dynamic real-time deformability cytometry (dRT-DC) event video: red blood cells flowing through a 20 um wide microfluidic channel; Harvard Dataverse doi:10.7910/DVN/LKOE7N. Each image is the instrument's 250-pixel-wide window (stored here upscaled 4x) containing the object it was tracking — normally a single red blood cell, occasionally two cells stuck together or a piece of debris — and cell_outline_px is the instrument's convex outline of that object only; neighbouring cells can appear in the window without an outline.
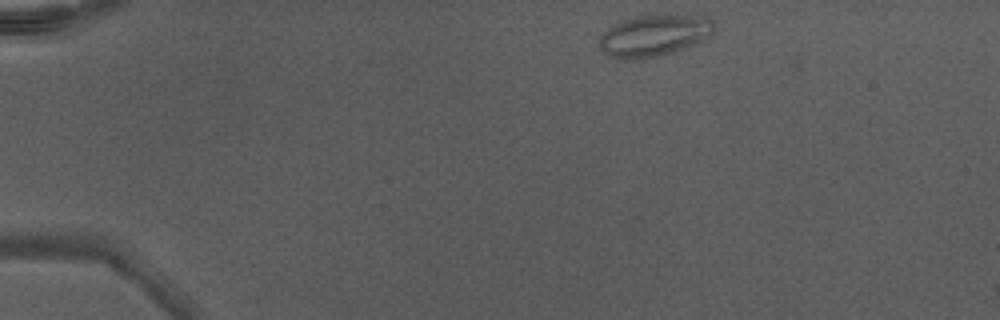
{"species": "Egyptian fruit bat (a non-hibernating species)", "species_latin": "Rousettus aegyptiacus", "temperature_condition": "warm", "stored_images_in_passage": 40, "camera_frame_rate_fps": 3000, "um_per_image_px": 0.085, "animal": {"sex": "male"}, "frame": {"image": 1, "passage_image": 1, "time_ms": 0.0, "image_size_px": [1000, 320], "cell_outline_px": [[712, 32], [704, 40], [684, 48], [672, 52], [656, 56], [632, 60], [616, 60], [608, 56], [600, 48], [600, 36], [608, 28], [620, 20], [636, 16], [664, 12], [712, 20]], "centroid_in_image_um": [55.51, 3.01], "position_along_channel_um": 29.5, "area_um2": 27.98}}
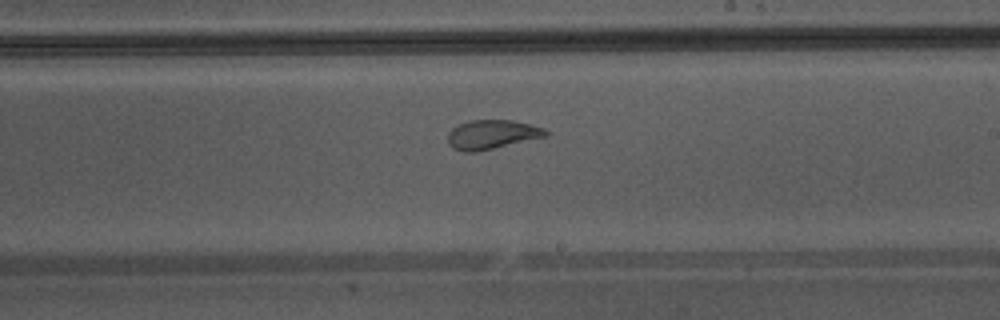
{"frame": {"image": 2, "passage_image": 22, "time_ms": 7.0, "image_size_px": [1000, 320], "cell_outline_px": [[548, 136], [476, 152], [464, 152], [452, 148], [448, 144], [448, 132], [452, 128], [468, 120], [512, 120], [544, 128], [548, 132]], "centroid_in_image_um": [41.79, 11.44], "position_along_channel_um": 247.2, "area_um2": 16.65}}
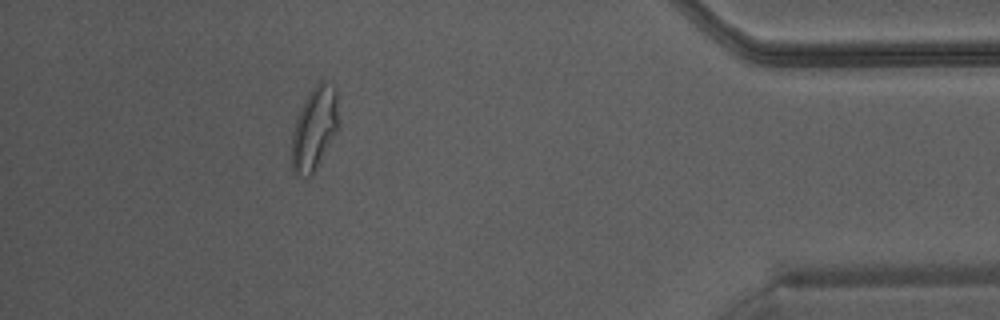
{"frame": {"image": 3, "passage_image": 36, "time_ms": 11.667, "image_size_px": [1000, 320], "cell_outline_px": [[336, 132], [312, 176], [308, 180], [296, 172], [292, 168], [292, 132], [300, 108], [312, 88], [320, 80], [328, 80], [336, 88]], "centroid_in_image_um": [26.7, 10.93], "position_along_channel_um": 408.5, "area_um2": 22.25}, "authors_computed_cell_mechanics": {"area_um2": 19.2474, "velocity_mm_per_s": 4.3517, "shape_relaxation_time_tau1_ms": 8.2348, "shape_relaxation_time_tau2_ms": 0.8055, "deformation_change_tau1": 0.2074, "deformation_change_tau2": 0.0546}}